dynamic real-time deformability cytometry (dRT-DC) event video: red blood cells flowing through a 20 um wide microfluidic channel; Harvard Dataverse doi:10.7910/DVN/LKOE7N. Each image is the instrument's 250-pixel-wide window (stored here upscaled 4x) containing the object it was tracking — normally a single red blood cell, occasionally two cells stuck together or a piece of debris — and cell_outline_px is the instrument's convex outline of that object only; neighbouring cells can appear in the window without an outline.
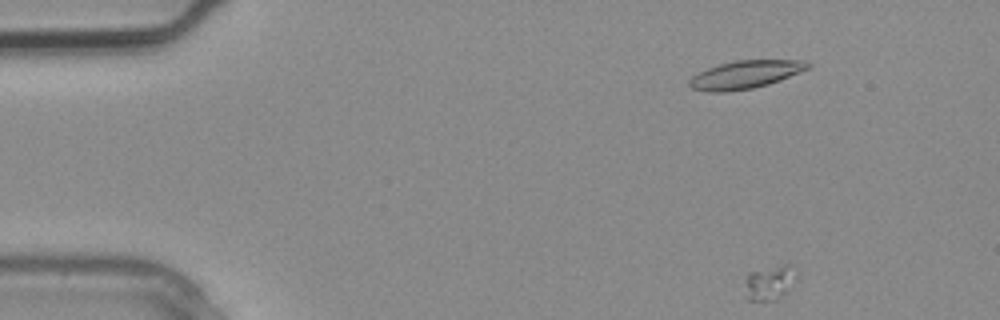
{"species": "common noctule bat (a hibernating species)", "species_latin": "Nyctalus noctula", "temperature_condition": "warm", "stored_images_in_passage": 31, "camera_frame_rate_fps": 3000, "um_per_image_px": 0.085, "animal": {"sex": "male", "body_mass_g": 20.4}, "frame": {"image": 1, "passage_image": 4, "time_ms": 1.0, "image_size_px": [1000, 320], "cell_outline_px": [[796, 276], [784, 292], [776, 300], [748, 300], [744, 296], [744, 276], [748, 272], [784, 264], [788, 264], [796, 268]], "centroid_in_image_um": [65.32, 24.0], "position_along_channel_um": 19.7, "area_um2": 10.4}}
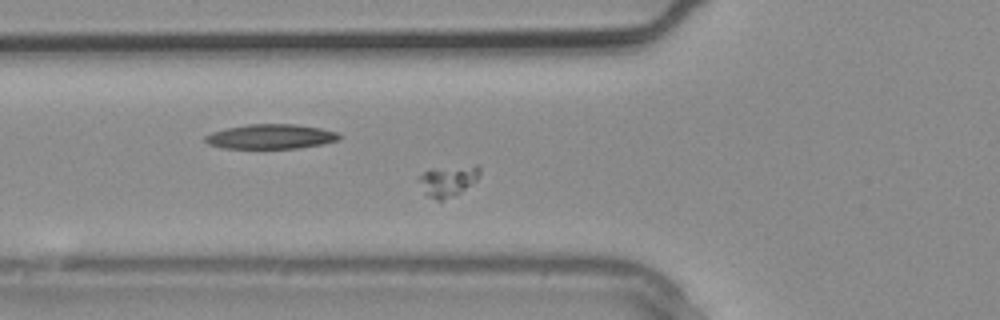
{"frame": {"image": 2, "passage_image": 11, "time_ms": 3.333, "image_size_px": [1000, 320], "cell_outline_px": [[480, 172], [476, 180], [460, 192], [440, 200], [436, 200], [428, 196], [424, 192], [416, 180], [416, 176], [424, 172], [476, 164], [480, 168]], "centroid_in_image_um": [38.04, 15.38], "position_along_channel_um": 87.8, "area_um2": 10.52}}
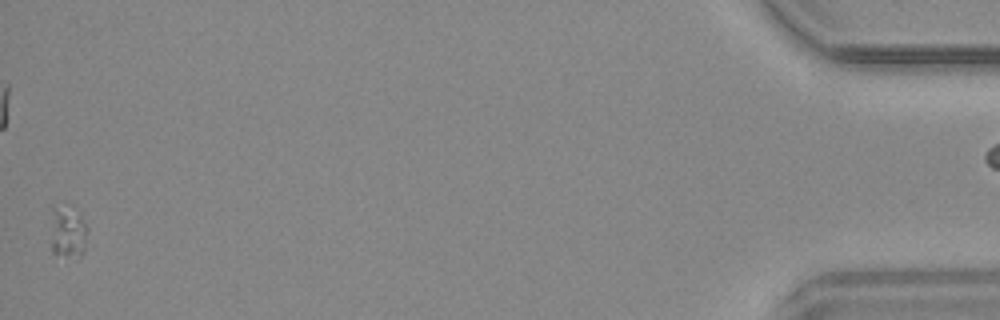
{"frame": {"image": 3, "passage_image": 30, "time_ms": 9.667, "image_size_px": [1000, 320], "cell_outline_px": [[88, 232], [84, 252], [80, 256], [52, 252], [52, 208], [68, 204], [80, 212], [88, 228]], "centroid_in_image_um": [5.82, 19.64], "position_along_channel_um": 429.4, "area_um2": 11.16}}